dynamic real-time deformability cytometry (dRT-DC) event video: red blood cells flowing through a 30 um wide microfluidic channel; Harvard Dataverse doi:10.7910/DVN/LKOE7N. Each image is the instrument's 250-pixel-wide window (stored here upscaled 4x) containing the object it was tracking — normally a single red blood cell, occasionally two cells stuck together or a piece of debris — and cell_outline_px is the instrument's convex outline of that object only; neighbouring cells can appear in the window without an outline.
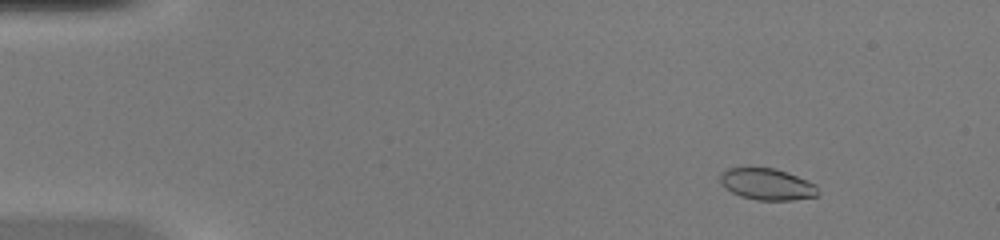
{"species": "common noctule bat (a hibernating species)", "species_latin": "Nyctalus noctula", "temperature_condition": "warm", "stored_images_in_passage": 51, "camera_frame_rate_fps": 3000, "um_per_image_px": 0.085, "animal": {"sex": "female", "body_mass_g": 20.0, "forearm_length_mm": 54.0}, "frame": {"image": 1, "passage_image": 7, "time_ms": 2.0, "image_size_px": [1000, 240], "cell_outline_px": [[820, 196], [792, 200], [756, 200], [740, 196], [724, 188], [720, 180], [720, 172], [728, 168], [776, 168], [788, 172], [808, 180], [816, 184], [820, 192]], "centroid_in_image_um": [65.24, 15.66], "position_along_channel_um": 19.8, "area_um2": 18.26}}
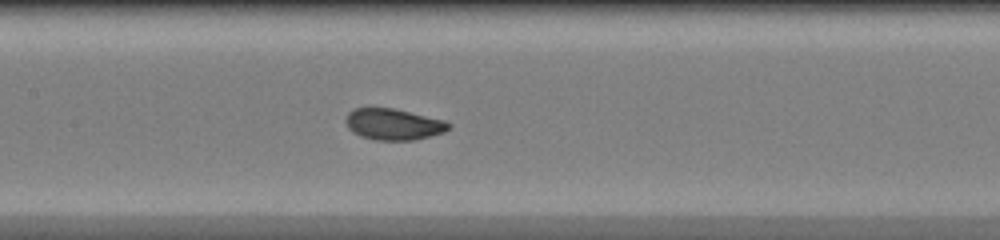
{"frame": {"image": 2, "passage_image": 26, "time_ms": 8.333, "image_size_px": [1000, 240], "cell_outline_px": [[452, 124], [444, 132], [416, 140], [376, 140], [360, 136], [352, 132], [348, 128], [344, 120], [348, 112], [356, 108], [396, 108], [444, 120]], "centroid_in_image_um": [33.43, 10.56], "position_along_channel_um": 174.0, "area_um2": 18.9}}
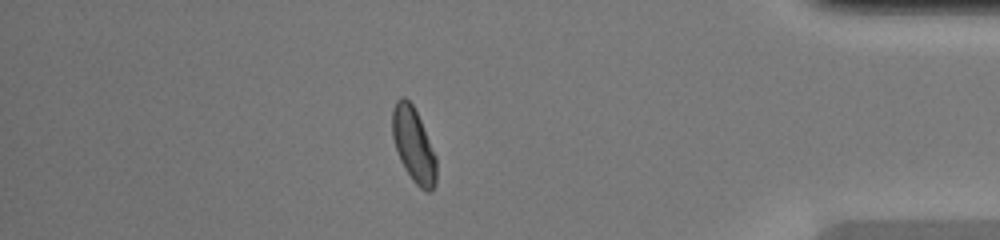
{"frame": {"image": 3, "passage_image": 45, "time_ms": 14.667, "image_size_px": [1000, 240], "cell_outline_px": [[436, 184], [432, 192], [428, 192], [420, 188], [412, 180], [404, 168], [400, 160], [392, 136], [392, 108], [396, 100], [400, 96], [404, 96], [412, 104], [420, 120], [436, 156]], "centroid_in_image_um": [35.15, 12.33], "position_along_channel_um": 400.1, "area_um2": 19.13}, "authors_computed_cell_mechanics": {"area_um2": 18.6694, "velocity_mm_per_s": 4.1128, "shape_relaxation_time_tau1_ms": 3.4696, "shape_relaxation_time_tau2_ms": 0.8748, "deformation_change_tau1": 0.1357, "deformation_change_tau2": 0.0379}}